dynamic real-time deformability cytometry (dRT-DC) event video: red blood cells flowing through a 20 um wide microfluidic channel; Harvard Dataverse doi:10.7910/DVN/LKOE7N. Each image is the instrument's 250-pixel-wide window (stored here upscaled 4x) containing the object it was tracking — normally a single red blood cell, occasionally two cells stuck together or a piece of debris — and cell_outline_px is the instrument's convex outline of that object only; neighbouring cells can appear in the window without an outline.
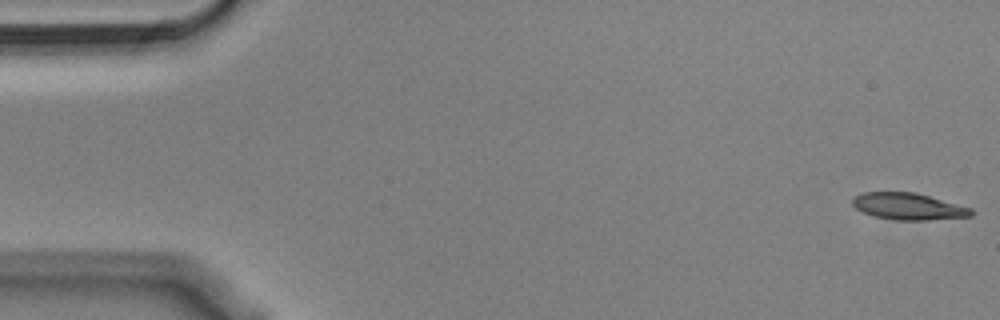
{"species": "Egyptian fruit bat (a non-hibernating species)", "species_latin": "Rousettus aegyptiacus", "temperature_condition": "cold", "stored_images_in_passage": 55, "camera_frame_rate_fps": 3000, "um_per_image_px": 0.085, "animal": {"sex": "male"}, "frame": {"image": 1, "passage_image": 1, "time_ms": 0.0, "image_size_px": [1000, 320], "cell_outline_px": [[972, 216], [928, 220], [896, 220], [872, 216], [856, 208], [852, 204], [852, 200], [856, 196], [864, 192], [916, 192], [972, 208]], "centroid_in_image_um": [77.22, 17.54], "position_along_channel_um": 7.8, "area_um2": 18.44}}
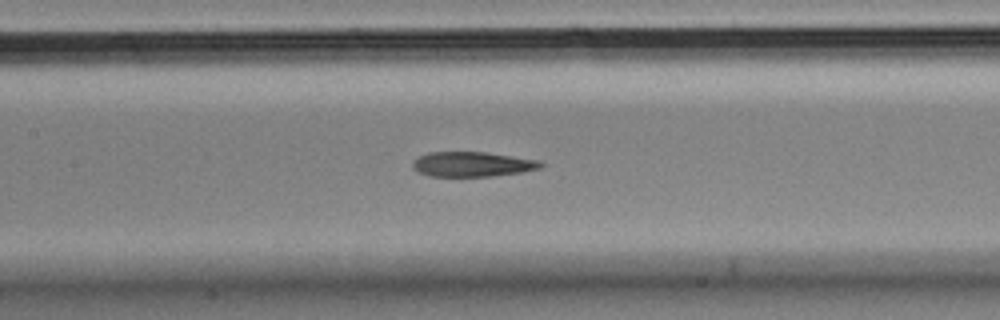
{"frame": {"image": 2, "passage_image": 25, "time_ms": 8.0, "image_size_px": [1000, 320], "cell_outline_px": [[544, 164], [540, 168], [520, 172], [492, 176], [432, 176], [420, 172], [412, 168], [412, 164], [420, 156], [428, 152], [484, 152], [536, 160]], "centroid_in_image_um": [40.12, 13.96], "position_along_channel_um": 167.3, "area_um2": 18.15}}
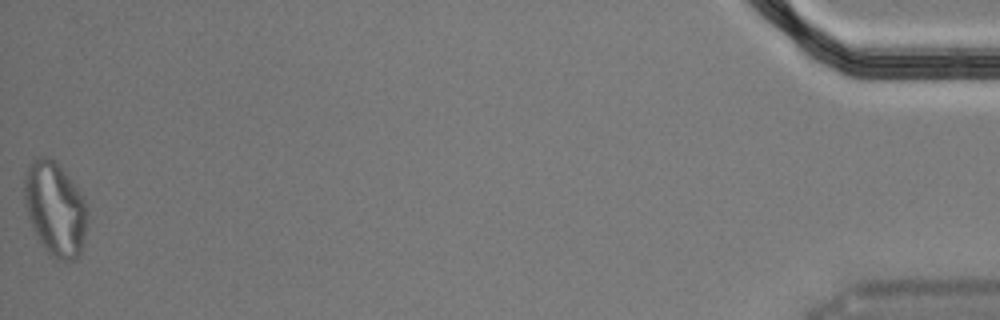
{"frame": {"image": 3, "passage_image": 55, "time_ms": 18.0, "image_size_px": [1000, 320], "cell_outline_px": [[88, 216], [84, 236], [80, 252], [76, 260], [60, 260], [52, 256], [48, 252], [32, 228], [24, 204], [24, 176], [28, 164], [36, 156], [48, 156], [56, 160], [60, 164], [80, 192], [88, 208]], "centroid_in_image_um": [4.67, 17.68], "position_along_channel_um": 430.5, "area_um2": 34.74}, "authors_computed_cell_mechanics": {"area_um2": 19.7676, "velocity_mm_per_s": 3.619, "shape_relaxation_time_tau1_ms": null, "shape_relaxation_time_tau2_ms": 3.3074, "deformation_change_tau1": null, "deformation_change_tau2": 0.1337}}